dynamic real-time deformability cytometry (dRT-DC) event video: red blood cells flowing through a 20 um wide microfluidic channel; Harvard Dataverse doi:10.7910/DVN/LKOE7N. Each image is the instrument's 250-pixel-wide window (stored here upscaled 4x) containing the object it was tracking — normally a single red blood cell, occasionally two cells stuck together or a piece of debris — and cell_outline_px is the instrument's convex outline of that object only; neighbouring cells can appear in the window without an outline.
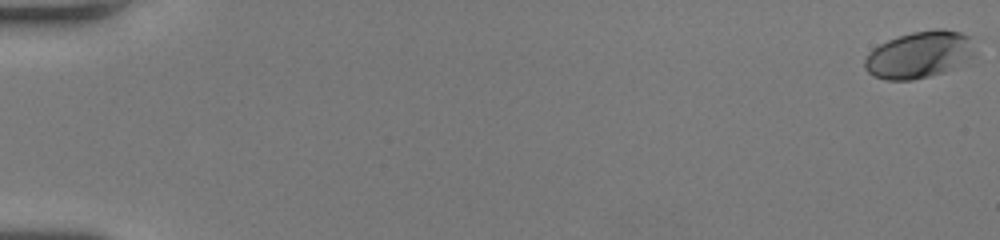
{"species": "human", "species_latin": "Homo sapiens", "temperature_condition": "room temperature", "stored_images_in_passage": 54, "camera_frame_rate_fps": 3000, "um_per_image_px": 0.085, "donor": {"sex": "female"}, "frame": {"image": 1, "passage_image": 1, "time_ms": 0.0, "image_size_px": [1000, 240], "cell_outline_px": [[976, 56], [972, 64], [944, 72], [912, 80], [884, 80], [872, 76], [864, 68], [864, 60], [868, 52], [872, 48], [888, 40], [912, 32], [936, 28], [944, 28], [960, 32], [976, 40]], "centroid_in_image_um": [78.25, 4.65], "position_along_channel_um": 6.7, "area_um2": 31.33}}
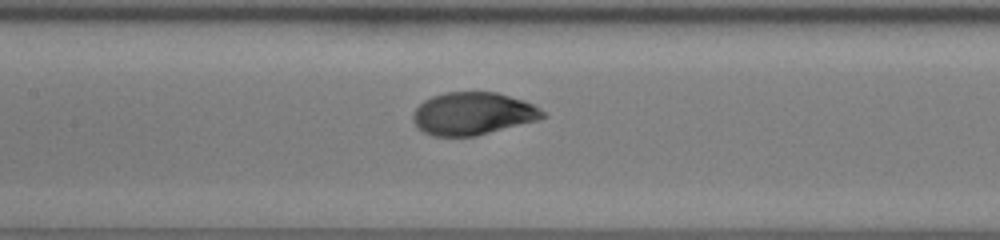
{"frame": {"image": 2, "passage_image": 28, "time_ms": 9.0, "image_size_px": [1000, 240], "cell_outline_px": [[548, 116], [536, 120], [476, 136], [432, 136], [416, 128], [412, 120], [412, 116], [416, 108], [424, 100], [432, 96], [444, 92], [496, 92], [524, 100], [540, 108]], "centroid_in_image_um": [40.16, 9.66], "position_along_channel_um": 167.2, "area_um2": 32.25}}
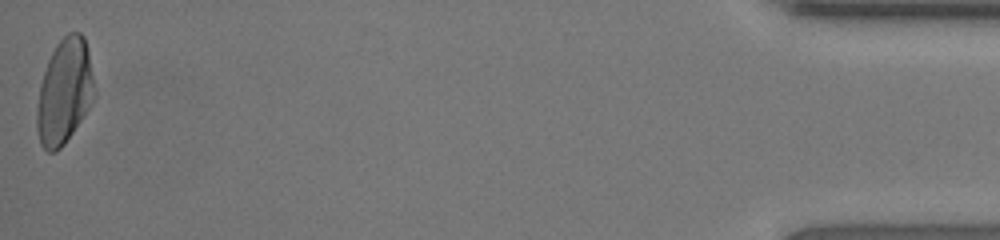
{"frame": {"image": 3, "passage_image": 54, "time_ms": 17.667, "image_size_px": [1000, 240], "cell_outline_px": [[96, 96], [92, 104], [64, 144], [56, 152], [48, 152], [40, 144], [36, 128], [36, 108], [40, 84], [48, 60], [56, 44], [68, 32], [80, 32], [84, 36], [88, 48], [96, 92]], "centroid_in_image_um": [5.49, 7.78], "position_along_channel_um": 429.7, "area_um2": 35.55}, "authors_computed_cell_mechanics": {"area_um2": 31.9634, "velocity_mm_per_s": 4.063, "shape_relaxation_time_tau1_ms": 2.8004, "shape_relaxation_time_tau2_ms": null, "deformation_change_tau1": 0.1743, "deformation_change_tau2": null}}